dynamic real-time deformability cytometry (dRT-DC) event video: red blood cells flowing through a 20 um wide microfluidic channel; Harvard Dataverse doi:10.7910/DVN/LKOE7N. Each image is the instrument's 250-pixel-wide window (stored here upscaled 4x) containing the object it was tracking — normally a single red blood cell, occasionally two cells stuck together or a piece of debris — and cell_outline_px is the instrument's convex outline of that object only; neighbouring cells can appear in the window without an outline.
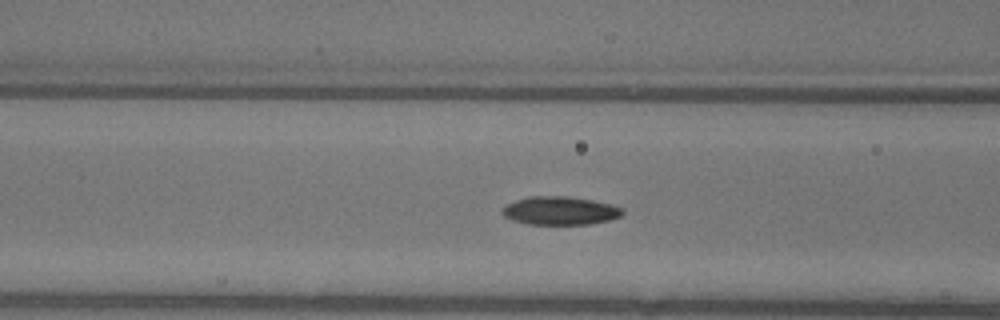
{"species": "common noctule bat (a hibernating species)", "species_latin": "Nyctalus noctula", "temperature_condition": "warm", "stored_images_in_passage": 36, "camera_frame_rate_fps": 3000, "um_per_image_px": 0.085, "animal": {"sex": "female"}, "frame": {"image": 1, "passage_image": 5, "time_ms": 1.333, "image_size_px": [1000, 320], "cell_outline_px": [[624, 212], [620, 216], [608, 220], [588, 224], [528, 224], [512, 220], [504, 216], [504, 208], [508, 204], [516, 200], [528, 196], [564, 196], [592, 200], [624, 208]], "centroid_in_image_um": [47.61, 17.91], "position_along_channel_um": 119.0, "area_um2": 19.54}}
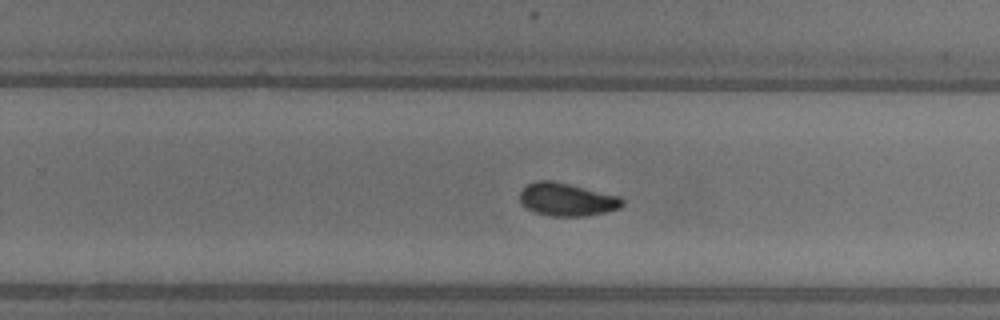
{"frame": {"image": 2, "passage_image": 17, "time_ms": 5.333, "image_size_px": [1000, 320], "cell_outline_px": [[624, 204], [620, 208], [604, 212], [584, 216], [552, 216], [536, 212], [528, 208], [520, 200], [520, 192], [528, 184], [540, 180], [552, 180], [620, 196], [624, 200]], "centroid_in_image_um": [48.22, 16.95], "position_along_channel_um": 281.6, "area_um2": 19.42}}
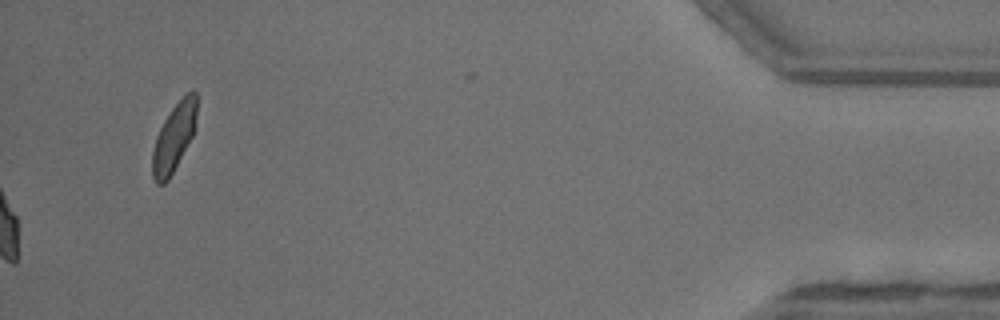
{"frame": {"image": 3, "passage_image": 36, "time_ms": 11.667, "image_size_px": [1000, 320], "cell_outline_px": [[196, 128], [192, 136], [168, 180], [164, 184], [156, 184], [152, 176], [152, 152], [156, 136], [164, 120], [172, 108], [188, 92], [196, 92]], "centroid_in_image_um": [14.77, 11.71], "position_along_channel_um": 420.4, "area_um2": 17.28}, "authors_computed_cell_mechanics": {"area_um2": 19.2763, "velocity_mm_per_s": 4.0713, "shape_relaxation_time_tau1_ms": 4.2109, "shape_relaxation_time_tau2_ms": 2.8424, "deformation_change_tau1": 0.1287, "deformation_change_tau2": 0.0631}}